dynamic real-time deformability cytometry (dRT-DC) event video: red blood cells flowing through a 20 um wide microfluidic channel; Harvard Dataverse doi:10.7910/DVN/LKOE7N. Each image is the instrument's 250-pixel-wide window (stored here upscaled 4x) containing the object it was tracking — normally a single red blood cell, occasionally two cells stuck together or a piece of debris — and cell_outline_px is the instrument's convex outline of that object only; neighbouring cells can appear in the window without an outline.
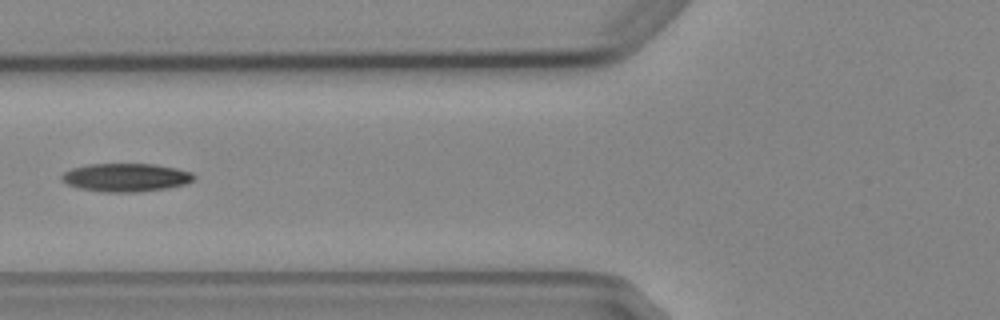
{"species": "Egyptian fruit bat (a non-hibernating species)", "species_latin": "Rousettus aegyptiacus", "temperature_condition": "cold", "stored_images_in_passage": 3, "camera_frame_rate_fps": 3000, "um_per_image_px": 0.085, "animal": {"sex": "female"}, "frame": {"image": 1, "passage_image": 2, "time_ms": 2.0, "image_size_px": [1000, 320], "cell_outline_px": [[196, 176], [188, 184], [168, 188], [136, 192], [104, 192], [80, 188], [68, 184], [60, 180], [60, 176], [64, 172], [72, 168], [88, 164], [156, 164], [176, 168], [192, 172]], "centroid_in_image_um": [10.72, 15.08], "position_along_channel_um": 115.1, "area_um2": 21.91}}